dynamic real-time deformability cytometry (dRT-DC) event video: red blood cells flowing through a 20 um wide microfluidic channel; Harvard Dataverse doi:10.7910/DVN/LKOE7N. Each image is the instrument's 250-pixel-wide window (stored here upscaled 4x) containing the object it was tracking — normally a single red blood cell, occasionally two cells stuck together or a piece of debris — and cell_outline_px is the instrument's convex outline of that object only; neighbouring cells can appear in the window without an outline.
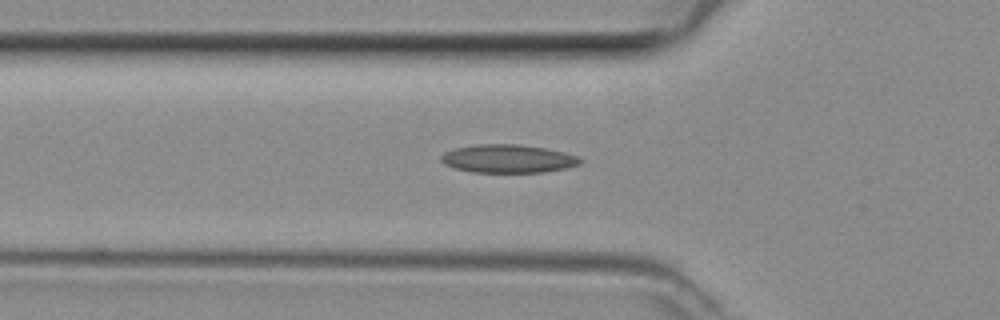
{"species": "common noctule bat (a hibernating species)", "species_latin": "Nyctalus noctula", "temperature_condition": "room temperature", "stored_images_in_passage": 36, "camera_frame_rate_fps": 3000, "um_per_image_px": 0.085, "animal": {"sex": "female", "body_mass_g": 29.2, "forearm_length_mm": 56.3}, "frame": {"image": 1, "passage_image": 10, "time_ms": 3.0, "image_size_px": [1000, 320], "cell_outline_px": [[584, 160], [580, 164], [564, 168], [544, 172], [472, 172], [456, 168], [444, 164], [440, 160], [440, 156], [444, 152], [456, 148], [480, 144], [516, 144], [544, 148], [564, 152], [580, 156]], "centroid_in_image_um": [43.2, 13.49], "position_along_channel_um": 82.6, "area_um2": 22.83}}
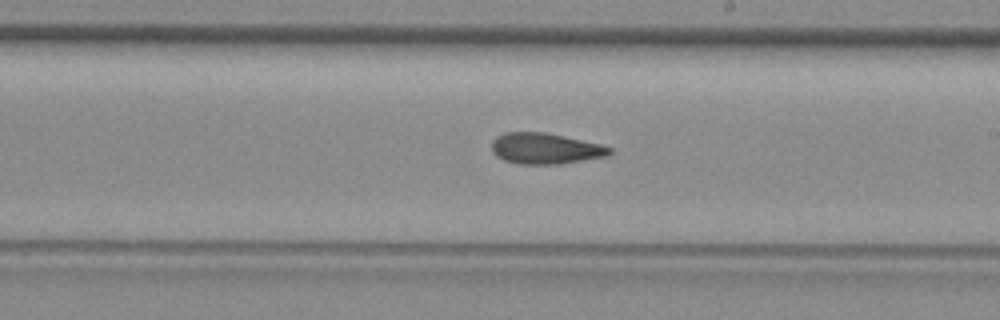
{"frame": {"image": 2, "passage_image": 21, "time_ms": 6.667, "image_size_px": [1000, 320], "cell_outline_px": [[612, 152], [608, 156], [560, 164], [520, 164], [504, 160], [496, 156], [492, 152], [492, 140], [496, 136], [504, 132], [544, 132], [600, 144], [612, 148]], "centroid_in_image_um": [46.33, 12.62], "position_along_channel_um": 242.7, "area_um2": 21.27}}
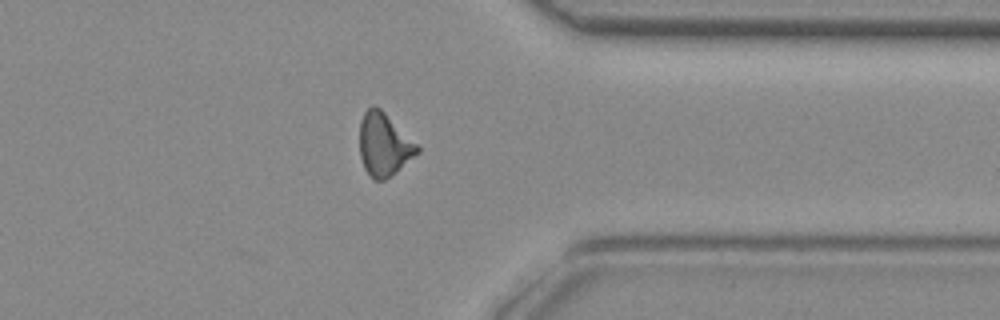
{"frame": {"image": 3, "passage_image": 31, "time_ms": 10.0, "image_size_px": [1000, 320], "cell_outline_px": [[420, 152], [392, 176], [384, 180], [372, 180], [364, 168], [360, 156], [360, 120], [364, 112], [372, 104], [380, 108], [420, 148]], "centroid_in_image_um": [32.62, 12.32], "position_along_channel_um": 378.8, "area_um2": 21.1}}